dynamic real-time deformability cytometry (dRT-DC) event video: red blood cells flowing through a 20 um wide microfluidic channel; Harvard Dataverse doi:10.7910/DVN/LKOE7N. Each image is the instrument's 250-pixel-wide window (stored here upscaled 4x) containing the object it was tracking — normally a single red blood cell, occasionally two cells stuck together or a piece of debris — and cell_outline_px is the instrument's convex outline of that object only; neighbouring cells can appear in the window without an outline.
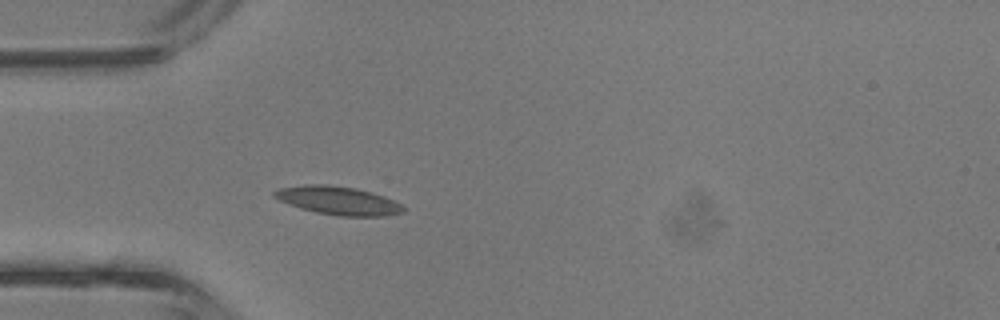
{"species": "common noctule bat (a hibernating species)", "species_latin": "Nyctalus noctula", "temperature_condition": "room temperature", "stored_images_in_passage": 2, "camera_frame_rate_fps": 3000, "um_per_image_px": 0.085, "animal": {"sex": "male", "body_mass_g": 13.3}, "frame": {"image": 1, "passage_image": 2, "time_ms": 0.333, "image_size_px": [1000, 320], "cell_outline_px": [[404, 212], [384, 216], [336, 216], [316, 212], [300, 208], [280, 200], [272, 196], [272, 192], [280, 188], [304, 184], [328, 184], [356, 188], [372, 192], [384, 196], [400, 204], [404, 208]], "centroid_in_image_um": [28.72, 17.04], "position_along_channel_um": 56.3, "area_um2": 21.33}}